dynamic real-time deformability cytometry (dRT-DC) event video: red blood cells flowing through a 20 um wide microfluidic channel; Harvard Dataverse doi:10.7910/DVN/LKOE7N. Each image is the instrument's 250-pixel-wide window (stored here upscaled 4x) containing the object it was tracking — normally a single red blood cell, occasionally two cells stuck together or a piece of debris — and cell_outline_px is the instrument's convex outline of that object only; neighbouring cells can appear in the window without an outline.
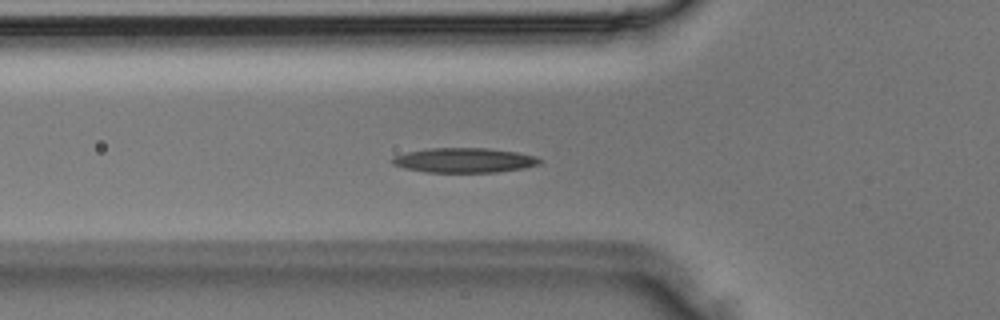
{"species": "Egyptian fruit bat (a non-hibernating species)", "species_latin": "Rousettus aegyptiacus", "temperature_condition": "room temperature", "stored_images_in_passage": 27, "camera_frame_rate_fps": 3000, "um_per_image_px": 0.085, "animal": {"sex": "male"}, "frame": {"image": 1, "passage_image": 6, "time_ms": 1.667, "image_size_px": [1000, 320], "cell_outline_px": [[544, 160], [540, 164], [524, 168], [496, 172], [428, 172], [404, 168], [392, 164], [392, 156], [408, 152], [428, 148], [488, 148], [516, 152], [536, 156]], "centroid_in_image_um": [39.48, 13.62], "position_along_channel_um": 86.3, "area_um2": 21.27}}
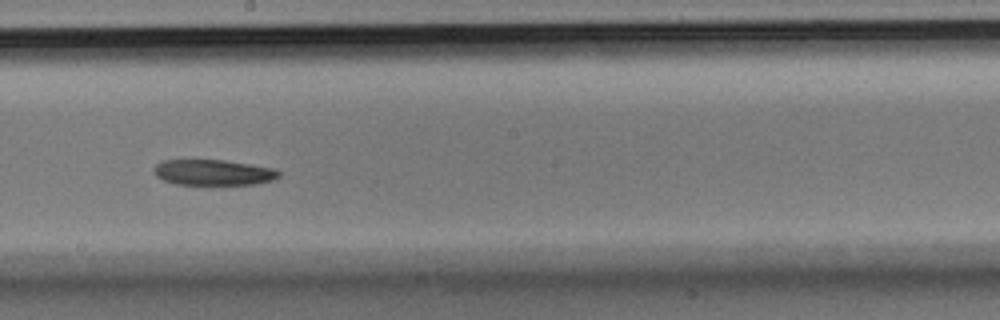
{"frame": {"image": 2, "passage_image": 14, "time_ms": 4.333, "image_size_px": [1000, 320], "cell_outline_px": [[280, 176], [272, 180], [256, 184], [176, 184], [164, 180], [156, 176], [152, 172], [152, 168], [160, 160], [224, 160], [252, 164], [276, 168], [280, 172]], "centroid_in_image_um": [18.12, 14.64], "position_along_channel_um": 230.1, "area_um2": 18.84}}
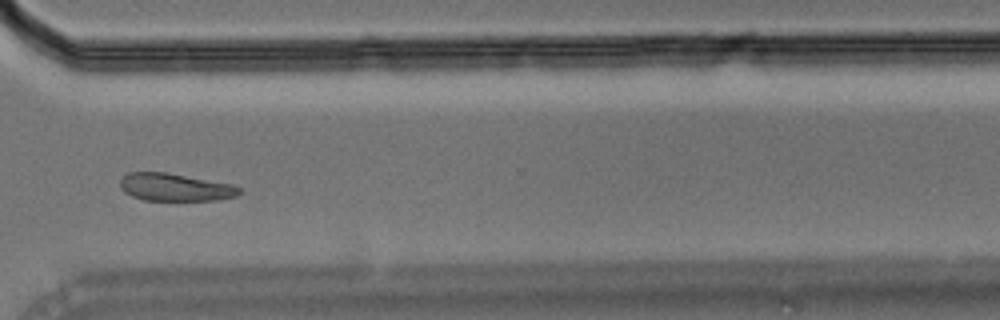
{"frame": {"image": 3, "passage_image": 21, "time_ms": 6.667, "image_size_px": [1000, 320], "cell_outline_px": [[240, 192], [236, 196], [216, 200], [144, 200], [132, 196], [124, 192], [120, 188], [120, 180], [128, 172], [164, 172], [232, 184], [240, 188]], "centroid_in_image_um": [14.85, 15.92], "position_along_channel_um": 355.7, "area_um2": 19.02}}